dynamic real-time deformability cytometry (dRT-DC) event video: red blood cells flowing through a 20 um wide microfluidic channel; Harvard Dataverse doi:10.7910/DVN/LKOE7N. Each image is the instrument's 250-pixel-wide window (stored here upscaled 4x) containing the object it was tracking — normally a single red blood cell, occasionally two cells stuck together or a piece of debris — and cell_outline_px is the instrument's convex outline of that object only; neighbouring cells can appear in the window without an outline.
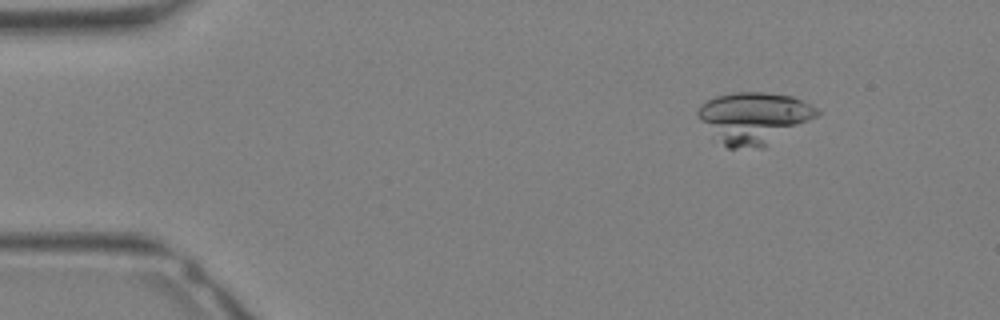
{"species": "Egyptian fruit bat (a non-hibernating species)", "species_latin": "Rousettus aegyptiacus", "temperature_condition": "warm", "stored_images_in_passage": 9, "camera_frame_rate_fps": 3000, "um_per_image_px": 0.085, "animal": {"sex": "female"}, "frame": {"image": 1, "passage_image": 1, "time_ms": 0.0, "image_size_px": [1000, 320], "cell_outline_px": [[820, 112], [816, 116], [764, 148], [728, 148], [712, 140], [700, 120], [696, 112], [700, 104], [716, 96], [732, 92], [764, 92], [792, 96], [816, 108]], "centroid_in_image_um": [63.99, 10.04], "position_along_channel_um": 21.0, "area_um2": 35.95}}
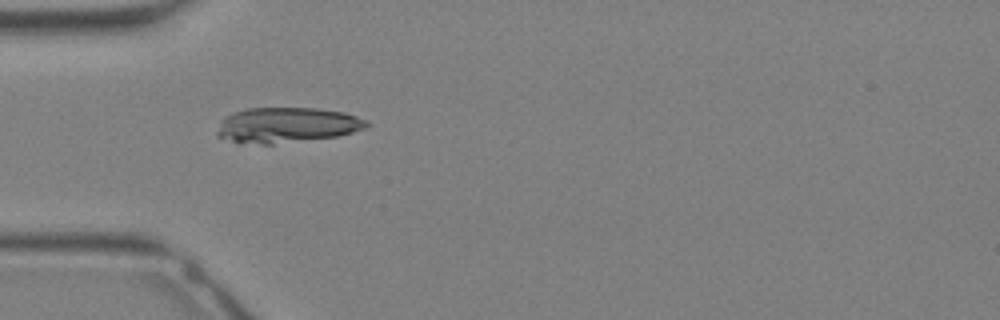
{"frame": {"image": 2, "passage_image": 7, "time_ms": 2.0, "image_size_px": [1000, 320], "cell_outline_px": [[372, 124], [364, 128], [352, 132], [336, 136], [272, 144], [236, 144], [216, 136], [216, 132], [220, 120], [224, 116], [232, 112], [248, 108], [316, 108], [344, 112], [368, 120]], "centroid_in_image_um": [24.31, 10.64], "position_along_channel_um": 60.7, "area_um2": 31.15}}
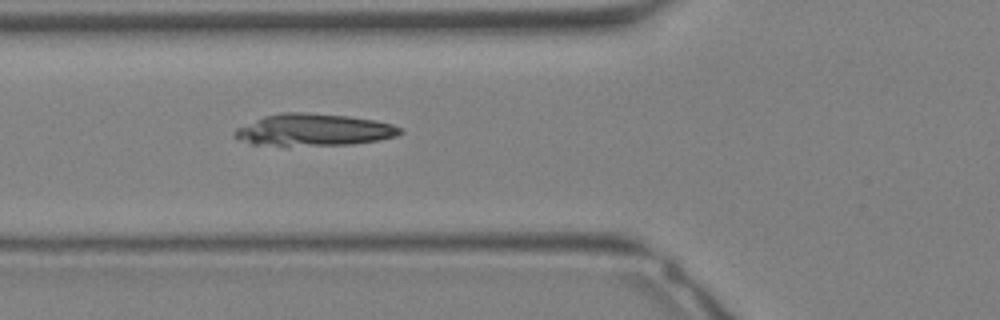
{"frame": {"image": 3, "passage_image": 9, "time_ms": 2.667, "image_size_px": [1000, 320], "cell_outline_px": [[404, 132], [396, 136], [380, 140], [352, 144], [252, 144], [232, 136], [236, 128], [264, 116], [284, 112], [304, 112], [348, 116], [376, 120], [392, 124], [404, 128]], "centroid_in_image_um": [26.73, 11.01], "position_along_channel_um": 99.1, "area_um2": 30.4}}